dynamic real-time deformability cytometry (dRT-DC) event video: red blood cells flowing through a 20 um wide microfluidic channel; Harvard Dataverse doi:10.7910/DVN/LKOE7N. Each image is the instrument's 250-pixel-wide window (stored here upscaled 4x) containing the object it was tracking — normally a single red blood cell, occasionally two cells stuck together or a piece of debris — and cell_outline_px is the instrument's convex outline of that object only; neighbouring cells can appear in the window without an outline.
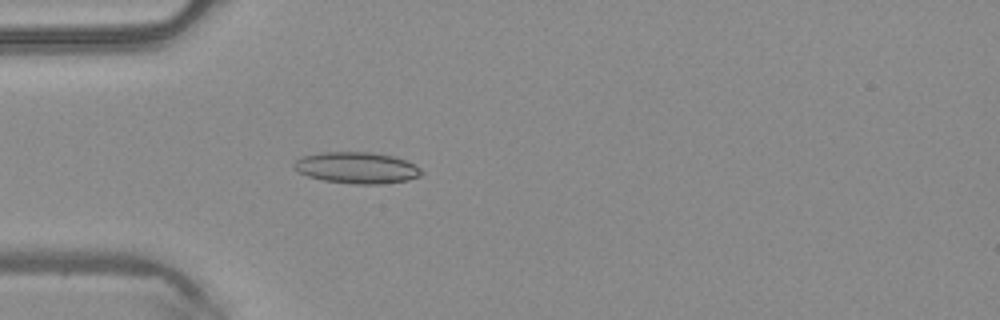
{"species": "common noctule bat (a hibernating species)", "species_latin": "Nyctalus noctula", "temperature_condition": "warm", "stored_images_in_passage": 3, "camera_frame_rate_fps": 3000, "um_per_image_px": 0.085, "animal": {"sex": "male", "body_mass_g": 20.4}, "frame": {"image": 1, "passage_image": 3, "time_ms": 0.667, "image_size_px": [1000, 320], "cell_outline_px": [[424, 172], [420, 176], [408, 180], [380, 184], [356, 184], [324, 180], [308, 176], [300, 172], [292, 164], [300, 156], [320, 152], [368, 152], [396, 156], [420, 168]], "centroid_in_image_um": [30.33, 14.25], "position_along_channel_um": 54.7, "area_um2": 23.24}}